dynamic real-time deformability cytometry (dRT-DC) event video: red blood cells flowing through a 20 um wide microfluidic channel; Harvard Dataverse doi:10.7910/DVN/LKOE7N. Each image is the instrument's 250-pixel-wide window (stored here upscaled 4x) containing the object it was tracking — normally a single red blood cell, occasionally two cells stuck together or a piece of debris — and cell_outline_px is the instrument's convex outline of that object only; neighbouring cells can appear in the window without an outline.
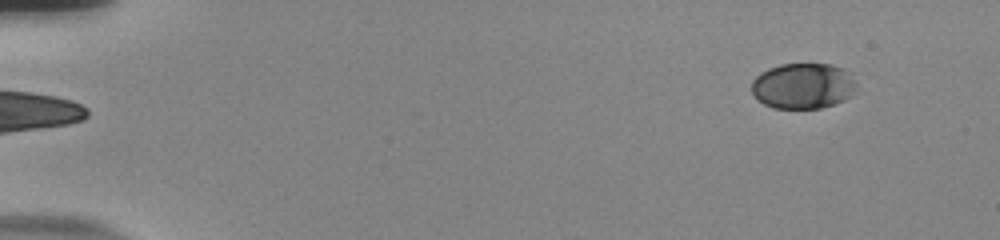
{"species": "human", "species_latin": "Homo sapiens", "temperature_condition": "room temperature", "stored_images_in_passage": 52, "camera_frame_rate_fps": 3000, "um_per_image_px": 0.085, "donor": {"sex": "male"}, "frame": {"image": 1, "passage_image": 1, "time_ms": 0.0, "image_size_px": [1000, 240], "cell_outline_px": [[856, 84], [852, 96], [844, 100], [820, 108], [772, 108], [764, 104], [752, 92], [752, 80], [760, 72], [768, 68], [780, 64], [832, 64], [844, 68]], "centroid_in_image_um": [68.25, 7.29], "position_along_channel_um": 16.8, "area_um2": 27.86}}
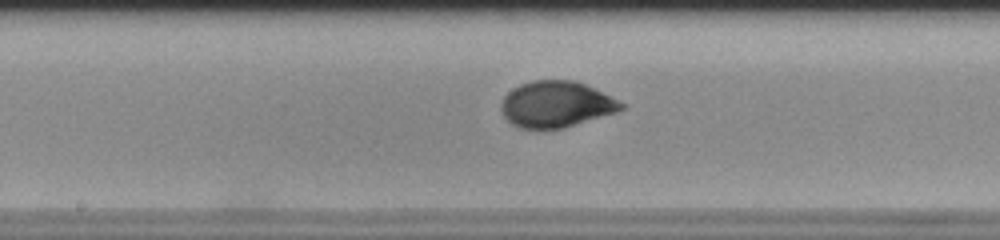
{"frame": {"image": 2, "passage_image": 27, "time_ms": 8.667, "image_size_px": [1000, 240], "cell_outline_px": [[628, 108], [616, 112], [564, 128], [520, 128], [512, 124], [504, 116], [500, 108], [500, 104], [504, 96], [512, 88], [520, 84], [532, 80], [576, 80], [624, 104]], "centroid_in_image_um": [47.24, 8.86], "position_along_channel_um": 201.0, "area_um2": 32.08}}
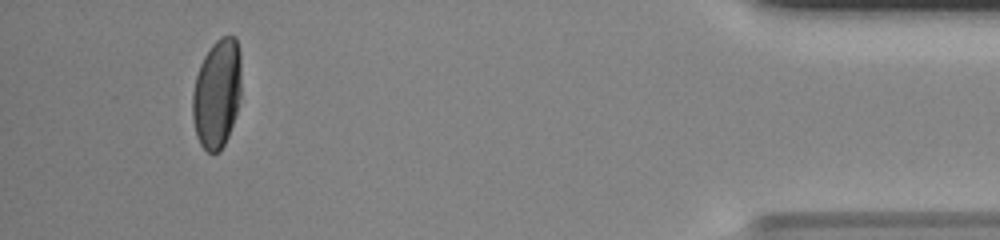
{"frame": {"image": 3, "passage_image": 49, "time_ms": 16.0, "image_size_px": [1000, 240], "cell_outline_px": [[240, 96], [236, 112], [228, 136], [220, 152], [208, 152], [200, 144], [196, 136], [192, 120], [192, 92], [196, 76], [200, 64], [204, 56], [212, 44], [220, 36], [236, 36], [240, 52]], "centroid_in_image_um": [18.42, 7.94], "position_along_channel_um": 416.8, "area_um2": 31.15}, "authors_computed_cell_mechanics": {"area_um2": 31.8478, "velocity_mm_per_s": 3.7162, "shape_relaxation_time_tau1_ms": 3.8164, "shape_relaxation_time_tau2_ms": null, "deformation_change_tau1": 0.1407, "deformation_change_tau2": null}}